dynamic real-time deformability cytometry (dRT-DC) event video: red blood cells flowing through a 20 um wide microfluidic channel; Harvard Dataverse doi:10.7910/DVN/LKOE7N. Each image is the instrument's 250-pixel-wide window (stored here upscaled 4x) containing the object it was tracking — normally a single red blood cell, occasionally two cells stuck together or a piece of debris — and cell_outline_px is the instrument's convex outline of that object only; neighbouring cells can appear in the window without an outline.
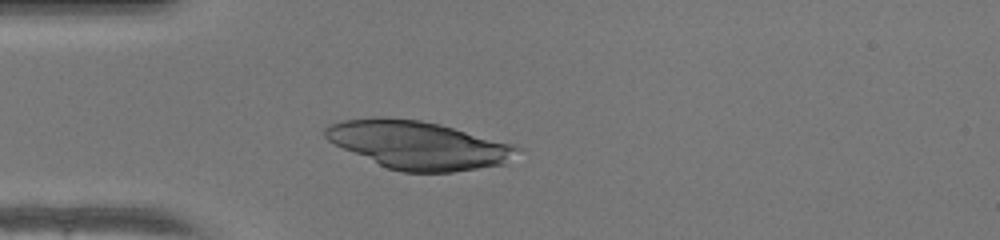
{"species": "human", "species_latin": "Homo sapiens", "temperature_condition": "warm", "stored_images_in_passage": 36, "camera_frame_rate_fps": 3000, "um_per_image_px": 0.085, "donor": {"sex": "female"}, "frame": {"image": 1, "passage_image": 1, "time_ms": 0.0, "image_size_px": [1000, 240], "cell_outline_px": [[520, 148], [504, 164], [452, 172], [400, 172], [388, 168], [344, 148], [328, 140], [324, 136], [324, 128], [328, 124], [340, 120], [372, 116], [384, 116], [420, 120], [440, 124], [512, 144]], "centroid_in_image_um": [35.49, 12.3], "position_along_channel_um": 49.5, "area_um2": 53.35}}
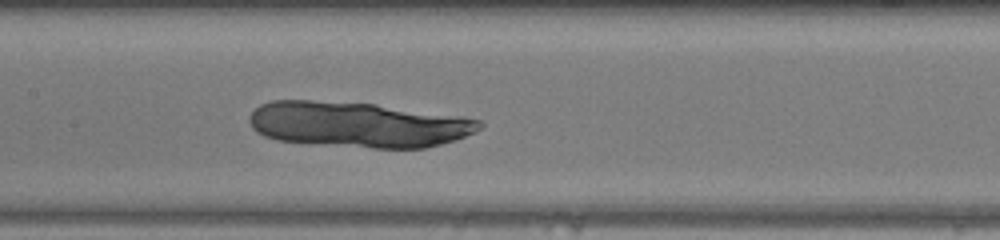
{"frame": {"image": 2, "passage_image": 11, "time_ms": 3.333, "image_size_px": [1000, 240], "cell_outline_px": [[484, 124], [480, 128], [456, 140], [424, 148], [372, 148], [276, 140], [264, 136], [256, 132], [252, 128], [248, 120], [248, 116], [260, 104], [272, 100], [312, 100], [376, 104], [464, 116], [480, 120]], "centroid_in_image_um": [30.42, 10.57], "position_along_channel_um": 177.0, "area_um2": 61.15}}
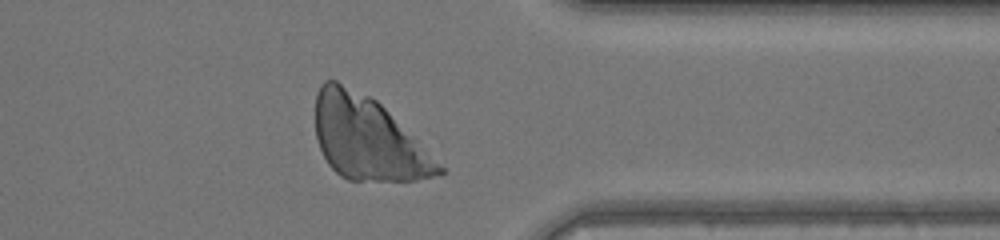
{"frame": {"image": 3, "passage_image": 26, "time_ms": 8.333, "image_size_px": [1000, 240], "cell_outline_px": [[444, 172], [432, 176], [416, 180], [348, 180], [340, 176], [328, 164], [316, 140], [316, 92], [320, 84], [324, 80], [336, 80], [376, 100], [444, 168]], "centroid_in_image_um": [31.18, 11.76], "position_along_channel_um": 380.2, "area_um2": 58.61}}